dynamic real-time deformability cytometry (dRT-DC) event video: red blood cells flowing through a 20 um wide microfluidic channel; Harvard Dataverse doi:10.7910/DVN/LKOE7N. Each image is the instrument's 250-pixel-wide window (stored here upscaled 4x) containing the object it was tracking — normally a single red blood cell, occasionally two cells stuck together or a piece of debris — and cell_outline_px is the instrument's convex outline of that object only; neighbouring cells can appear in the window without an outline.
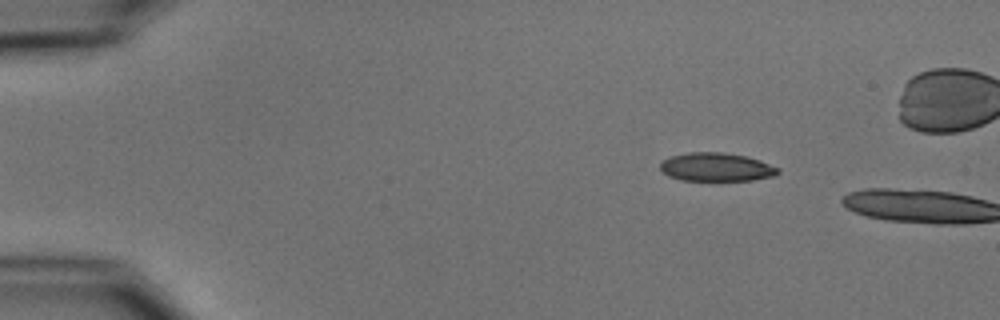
{"species": "common noctule bat (a hibernating species)", "species_latin": "Nyctalus noctula", "temperature_condition": "cold", "stored_images_in_passage": 3, "camera_frame_rate_fps": 3000, "um_per_image_px": 0.085, "animal": {"sex": "male", "body_mass_g": 15.6}, "frame": {"image": 1, "passage_image": 2, "time_ms": 1.333, "image_size_px": [1000, 320], "cell_outline_px": [[780, 172], [776, 176], [752, 180], [680, 180], [668, 176], [660, 168], [660, 160], [672, 156], [688, 152], [724, 152], [748, 156], [760, 160], [780, 168]], "centroid_in_image_um": [60.91, 14.19], "position_along_channel_um": 24.1, "area_um2": 19.77}}